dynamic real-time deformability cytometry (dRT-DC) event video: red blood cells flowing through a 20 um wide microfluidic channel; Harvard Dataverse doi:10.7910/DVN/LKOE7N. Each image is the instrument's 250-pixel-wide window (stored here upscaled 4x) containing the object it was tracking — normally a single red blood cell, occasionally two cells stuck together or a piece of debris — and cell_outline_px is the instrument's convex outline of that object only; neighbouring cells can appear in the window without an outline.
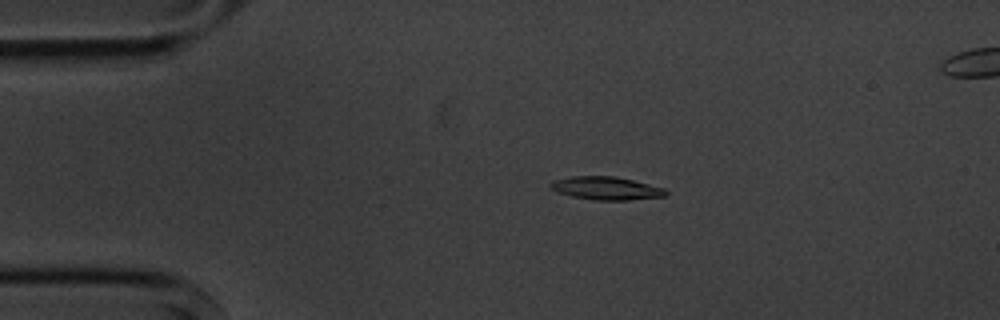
{"species": "common noctule bat (a hibernating species)", "species_latin": "Nyctalus noctula", "temperature_condition": "cold", "stored_images_in_passage": 5, "camera_frame_rate_fps": 3000, "um_per_image_px": 0.085, "animal": {"sex": "male", "body_mass_g": 20.1, "forearm_length_mm": 53.5}, "frame": {"image": 1, "passage_image": 3, "time_ms": 3.0, "image_size_px": [1000, 320], "cell_outline_px": [[668, 196], [628, 200], [592, 200], [572, 196], [556, 192], [548, 184], [552, 180], [572, 176], [616, 176], [664, 188], [668, 192]], "centroid_in_image_um": [51.51, 16.0], "position_along_channel_um": 33.5, "area_um2": 15.61}}